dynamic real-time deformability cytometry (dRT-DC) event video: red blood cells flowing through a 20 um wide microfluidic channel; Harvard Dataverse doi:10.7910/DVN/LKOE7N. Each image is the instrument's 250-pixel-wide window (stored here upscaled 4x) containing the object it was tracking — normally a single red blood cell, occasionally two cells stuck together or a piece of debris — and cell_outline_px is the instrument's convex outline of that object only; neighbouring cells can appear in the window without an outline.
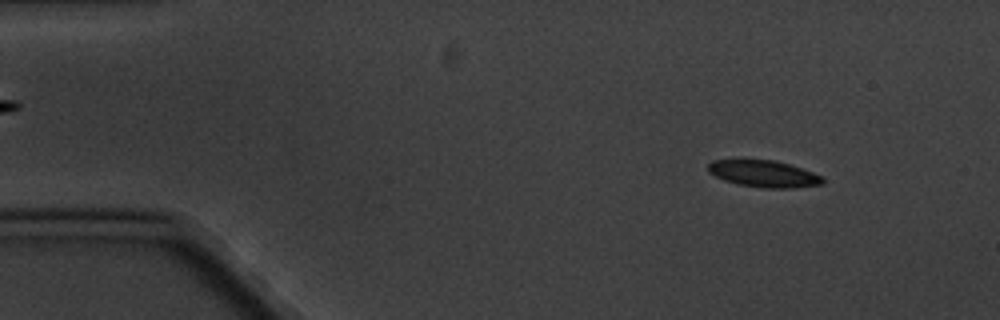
{"species": "common noctule bat (a hibernating species)", "species_latin": "Nyctalus noctula", "temperature_condition": "cold", "stored_images_in_passage": 5, "camera_frame_rate_fps": 3000, "um_per_image_px": 0.085, "animal": {"sex": "male", "body_mass_g": 20.1, "forearm_length_mm": 53.5}, "frame": {"image": 1, "passage_image": 1, "time_ms": 0.0, "image_size_px": [1000, 320], "cell_outline_px": [[824, 184], [792, 188], [764, 188], [740, 184], [724, 180], [708, 172], [708, 164], [712, 160], [772, 160], [788, 164], [812, 172], [820, 176], [824, 180]], "centroid_in_image_um": [64.91, 14.77], "position_along_channel_um": 20.1, "area_um2": 17.57}}
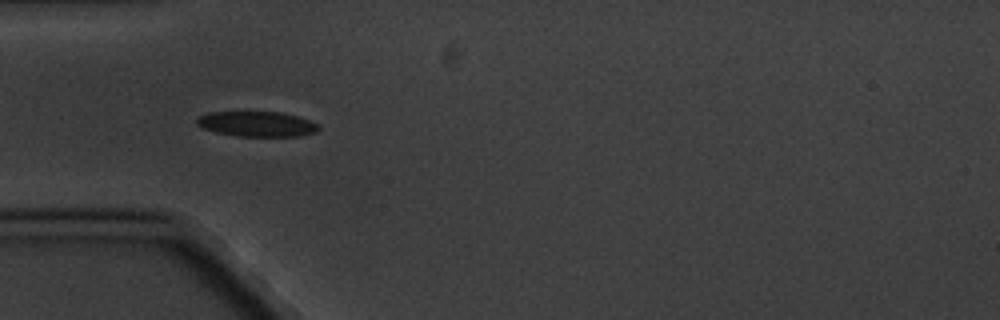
{"frame": {"image": 2, "passage_image": 4, "time_ms": 3.667, "image_size_px": [1000, 320], "cell_outline_px": [[320, 128], [316, 132], [300, 136], [236, 136], [216, 132], [200, 128], [196, 124], [196, 120], [200, 116], [208, 112], [280, 112], [296, 116], [320, 124]], "centroid_in_image_um": [21.82, 10.54], "position_along_channel_um": 63.2, "area_um2": 17.92}}